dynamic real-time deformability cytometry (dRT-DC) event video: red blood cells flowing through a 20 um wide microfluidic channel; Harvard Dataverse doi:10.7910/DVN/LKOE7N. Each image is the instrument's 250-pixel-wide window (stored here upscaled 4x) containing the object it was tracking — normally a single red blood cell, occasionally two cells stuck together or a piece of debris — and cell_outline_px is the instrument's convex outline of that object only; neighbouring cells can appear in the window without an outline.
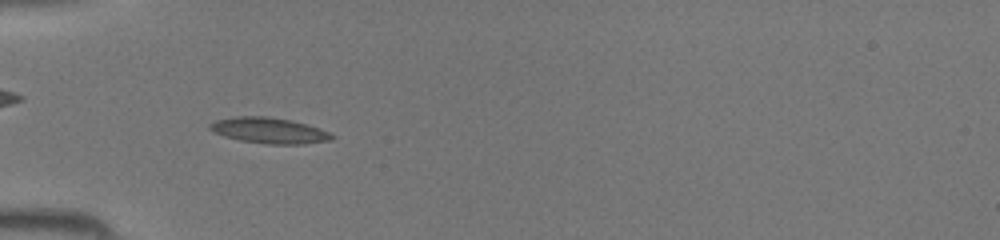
{"species": "common noctule bat (a hibernating species)", "species_latin": "Nyctalus noctula", "temperature_condition": "room temperature", "stored_images_in_passage": 45, "camera_frame_rate_fps": 3000, "um_per_image_px": 0.085, "animal": {"sex": "female", "body_mass_g": 19.5, "forearm_length_mm": 54.1}, "frame": {"image": 1, "passage_image": 15, "time_ms": 4.667, "image_size_px": [1000, 240], "cell_outline_px": [[336, 136], [332, 140], [304, 144], [268, 144], [240, 140], [224, 136], [212, 132], [208, 128], [208, 124], [216, 120], [236, 116], [268, 116], [292, 120], [328, 132]], "centroid_in_image_um": [22.84, 11.09], "position_along_channel_um": 62.2, "area_um2": 18.32}}
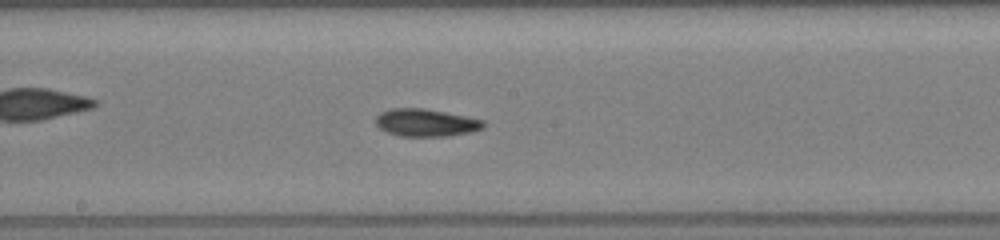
{"frame": {"image": 2, "passage_image": 25, "time_ms": 8.0, "image_size_px": [1000, 240], "cell_outline_px": [[484, 128], [468, 132], [448, 136], [400, 136], [388, 132], [380, 128], [376, 124], [376, 116], [380, 112], [392, 108], [420, 108], [444, 112], [484, 120]], "centroid_in_image_um": [36.18, 10.43], "position_along_channel_um": 212.0, "area_um2": 17.05}}
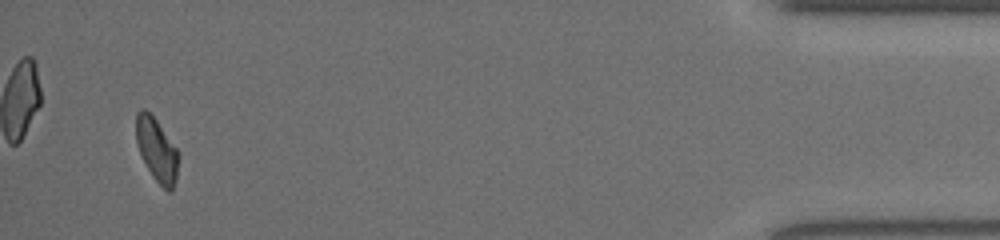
{"frame": {"image": 3, "passage_image": 43, "time_ms": 14.0, "image_size_px": [1000, 240], "cell_outline_px": [[176, 180], [172, 192], [168, 192], [152, 176], [140, 152], [136, 140], [136, 112], [140, 108], [144, 108], [156, 120], [176, 148]], "centroid_in_image_um": [13.29, 12.72], "position_along_channel_um": 421.9, "area_um2": 15.09}}